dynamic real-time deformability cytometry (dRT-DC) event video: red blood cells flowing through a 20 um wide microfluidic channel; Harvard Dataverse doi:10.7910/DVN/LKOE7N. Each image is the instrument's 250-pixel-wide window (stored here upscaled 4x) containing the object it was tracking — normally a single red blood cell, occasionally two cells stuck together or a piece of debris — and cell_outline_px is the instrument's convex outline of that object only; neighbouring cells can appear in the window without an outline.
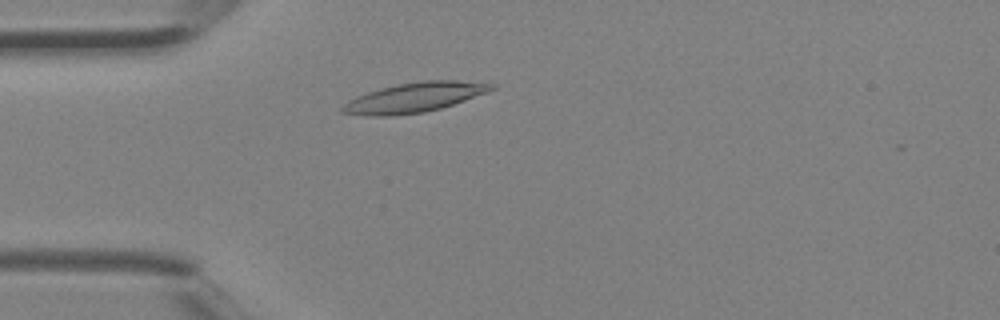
{"species": "Egyptian fruit bat (a non-hibernating species)", "species_latin": "Rousettus aegyptiacus", "temperature_condition": "room temperature", "stored_images_in_passage": 2, "camera_frame_rate_fps": 3000, "um_per_image_px": 0.085, "animal": {"sex": "female"}, "frame": {"image": 1, "passage_image": 2, "time_ms": 0.333, "image_size_px": [1000, 320], "cell_outline_px": [[496, 88], [488, 92], [440, 108], [424, 112], [392, 116], [364, 116], [340, 112], [340, 108], [348, 100], [356, 96], [380, 88], [396, 84], [420, 80], [456, 80], [496, 84]], "centroid_in_image_um": [35.18, 8.28], "position_along_channel_um": 49.8, "area_um2": 25.89}}